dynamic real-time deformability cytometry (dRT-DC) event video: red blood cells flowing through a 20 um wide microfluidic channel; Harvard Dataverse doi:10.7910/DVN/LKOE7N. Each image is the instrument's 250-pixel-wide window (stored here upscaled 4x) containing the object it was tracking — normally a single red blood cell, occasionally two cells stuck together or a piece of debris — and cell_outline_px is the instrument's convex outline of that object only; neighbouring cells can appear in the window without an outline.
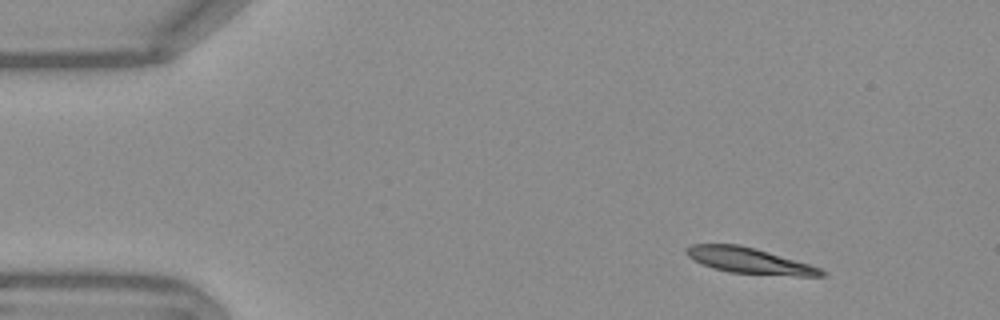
{"species": "Egyptian fruit bat (a non-hibernating species)", "species_latin": "Rousettus aegyptiacus", "temperature_condition": "warm", "stored_images_in_passage": 48, "camera_frame_rate_fps": 3000, "um_per_image_px": 0.085, "frame": {"image": 1, "passage_image": 1, "time_ms": 0.0, "image_size_px": [1000, 320], "cell_outline_px": [[828, 276], [796, 276], [728, 272], [712, 268], [700, 264], [688, 256], [684, 252], [684, 248], [692, 244], [736, 244], [756, 248], [808, 264], [820, 268], [828, 272]], "centroid_in_image_um": [63.67, 22.16], "position_along_channel_um": 21.3, "area_um2": 20.4}}
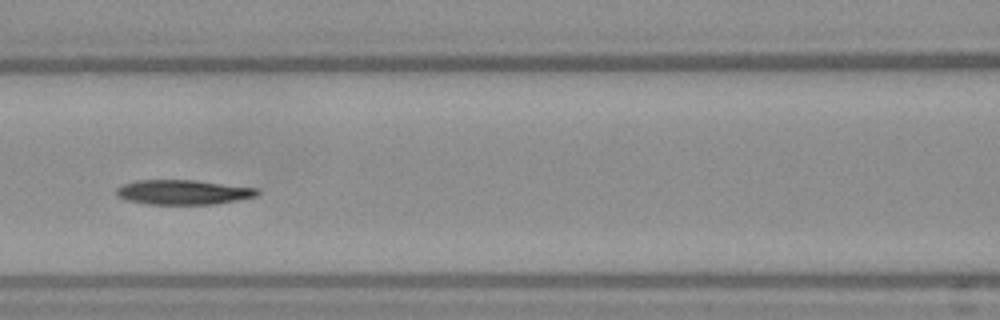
{"frame": {"image": 2, "passage_image": 18, "time_ms": 5.667, "image_size_px": [1000, 320], "cell_outline_px": [[260, 192], [256, 196], [216, 204], [148, 204], [128, 200], [116, 196], [116, 188], [124, 184], [136, 180], [196, 180], [260, 188]], "centroid_in_image_um": [15.59, 16.33], "position_along_channel_um": 151.0, "area_um2": 20.35}}
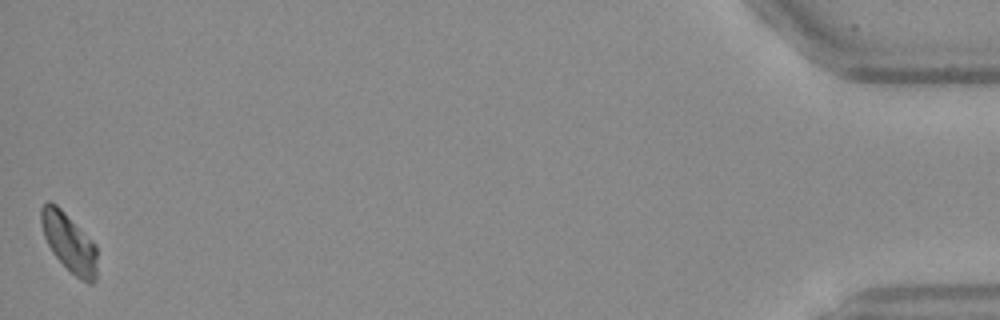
{"frame": {"image": 3, "passage_image": 48, "time_ms": 15.667, "image_size_px": [1000, 320], "cell_outline_px": [[96, 280], [92, 284], [88, 284], [80, 280], [52, 252], [44, 236], [40, 224], [40, 208], [48, 200], [56, 204], [96, 244]], "centroid_in_image_um": [5.86, 20.61], "position_along_channel_um": 429.3, "area_um2": 19.02}, "authors_computed_cell_mechanics": {"area_um2": 20.4612, "velocity_mm_per_s": 3.7488, "shape_relaxation_time_tau1_ms": 4.4101, "shape_relaxation_time_tau2_ms": null, "deformation_change_tau1": 0.1354, "deformation_change_tau2": null}}